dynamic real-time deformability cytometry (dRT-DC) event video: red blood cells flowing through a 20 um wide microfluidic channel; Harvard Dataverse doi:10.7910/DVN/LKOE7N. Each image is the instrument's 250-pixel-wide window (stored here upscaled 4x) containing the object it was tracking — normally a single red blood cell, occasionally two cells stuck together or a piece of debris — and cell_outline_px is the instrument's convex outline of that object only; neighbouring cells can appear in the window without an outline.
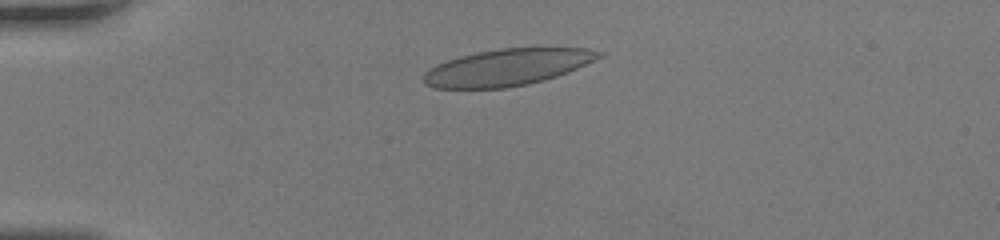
{"species": "human", "species_latin": "Homo sapiens", "temperature_condition": "room temperature", "stored_images_in_passage": 36, "camera_frame_rate_fps": 3000, "um_per_image_px": 0.085, "donor": {"sex": "female"}, "frame": {"image": 1, "passage_image": 7, "time_ms": 2.0, "image_size_px": [1000, 240], "cell_outline_px": [[608, 52], [604, 56], [568, 72], [544, 80], [528, 84], [508, 88], [436, 88], [424, 84], [424, 72], [428, 68], [436, 64], [460, 56], [500, 48], [588, 48]], "centroid_in_image_um": [43.16, 5.72], "position_along_channel_um": 41.8, "area_um2": 37.51}}
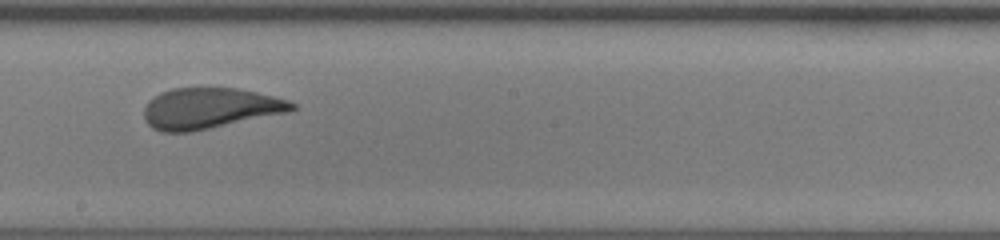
{"frame": {"image": 2, "passage_image": 22, "time_ms": 7.0, "image_size_px": [1000, 240], "cell_outline_px": [[296, 108], [288, 112], [192, 132], [160, 132], [152, 128], [144, 120], [144, 108], [148, 100], [160, 92], [172, 88], [236, 88], [256, 92], [288, 100], [296, 104]], "centroid_in_image_um": [17.79, 9.21], "position_along_channel_um": 230.4, "area_um2": 35.26}}
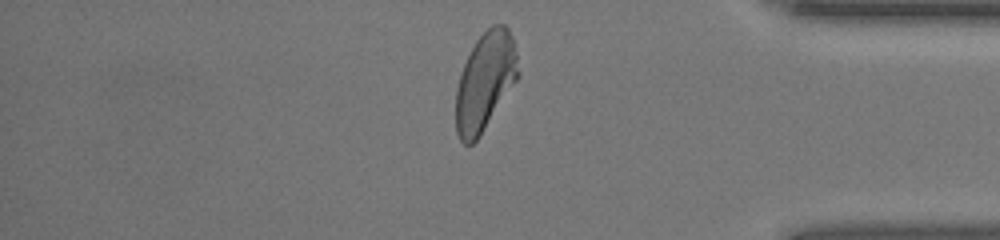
{"frame": {"image": 3, "passage_image": 34, "time_ms": 11.0, "image_size_px": [1000, 240], "cell_outline_px": [[520, 76], [480, 136], [472, 144], [464, 144], [460, 140], [456, 132], [456, 88], [460, 72], [476, 40], [492, 24], [504, 24], [508, 28], [512, 36], [520, 72]], "centroid_in_image_um": [41.24, 6.94], "position_along_channel_um": 394.0, "area_um2": 35.72}}